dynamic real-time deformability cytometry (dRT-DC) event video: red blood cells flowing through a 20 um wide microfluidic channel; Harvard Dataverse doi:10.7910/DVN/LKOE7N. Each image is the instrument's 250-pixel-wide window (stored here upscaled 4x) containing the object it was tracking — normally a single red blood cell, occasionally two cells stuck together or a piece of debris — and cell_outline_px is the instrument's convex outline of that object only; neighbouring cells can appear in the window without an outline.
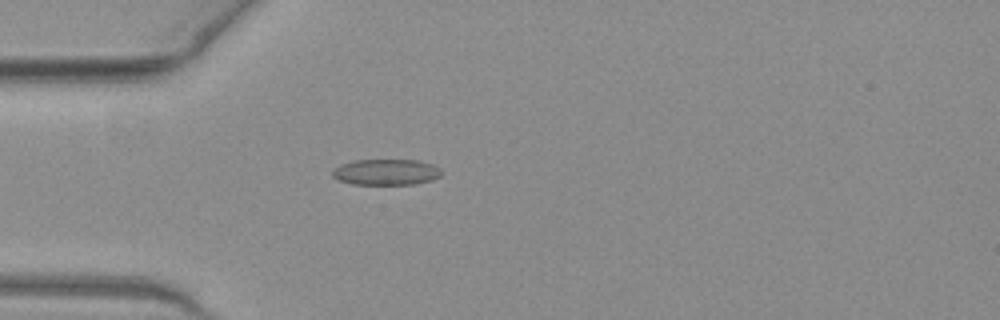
{"species": "common noctule bat (a hibernating species)", "species_latin": "Nyctalus noctula", "temperature_condition": "warm", "stored_images_in_passage": 45, "camera_frame_rate_fps": 3000, "um_per_image_px": 0.085, "animal": {"sex": "female", "body_mass_g": 19.3, "forearm_length_mm": 54.1}, "frame": {"image": 1, "passage_image": 9, "time_ms": 2.667, "image_size_px": [1000, 320], "cell_outline_px": [[440, 176], [432, 180], [416, 184], [352, 184], [340, 180], [332, 176], [332, 168], [340, 164], [352, 160], [420, 160], [432, 164], [440, 168]], "centroid_in_image_um": [32.8, 14.62], "position_along_channel_um": 52.2, "area_um2": 16.59}}
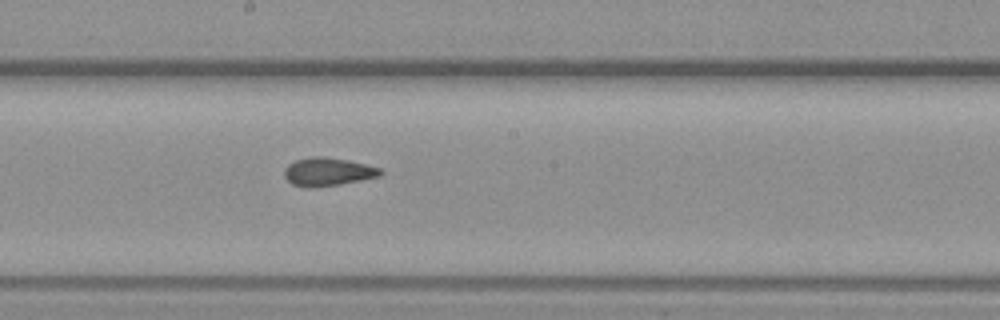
{"frame": {"image": 2, "passage_image": 22, "time_ms": 7.0, "image_size_px": [1000, 320], "cell_outline_px": [[384, 172], [380, 176], [340, 184], [316, 188], [308, 188], [292, 184], [284, 176], [284, 168], [288, 164], [296, 160], [312, 156], [320, 156], [348, 160], [380, 168]], "centroid_in_image_um": [27.84, 14.61], "position_along_channel_um": 220.4, "area_um2": 15.84}}
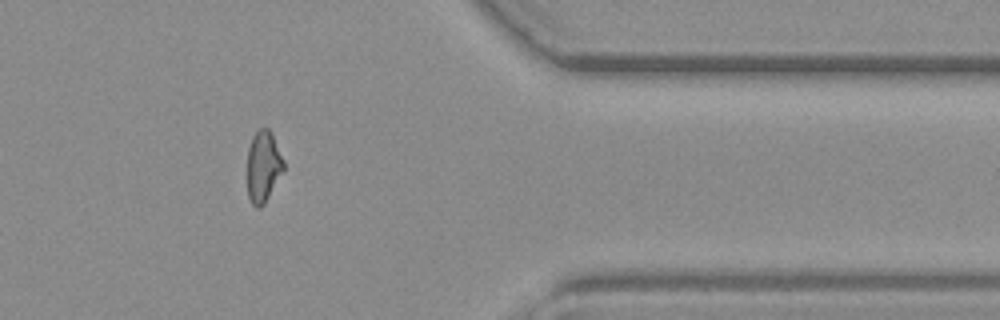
{"frame": {"image": 3, "passage_image": 36, "time_ms": 11.667, "image_size_px": [1000, 320], "cell_outline_px": [[284, 172], [264, 204], [260, 208], [256, 208], [252, 204], [248, 196], [248, 148], [252, 136], [260, 128], [268, 128], [284, 160]], "centroid_in_image_um": [22.38, 14.18], "position_along_channel_um": 389.0, "area_um2": 15.09}, "authors_computed_cell_mechanics": {"area_um2": 15.8372, "velocity_mm_per_s": 4.0715, "shape_relaxation_time_tau1_ms": null, "shape_relaxation_time_tau2_ms": 7.2011, "deformation_change_tau1": null, "deformation_change_tau2": 0.1478}}